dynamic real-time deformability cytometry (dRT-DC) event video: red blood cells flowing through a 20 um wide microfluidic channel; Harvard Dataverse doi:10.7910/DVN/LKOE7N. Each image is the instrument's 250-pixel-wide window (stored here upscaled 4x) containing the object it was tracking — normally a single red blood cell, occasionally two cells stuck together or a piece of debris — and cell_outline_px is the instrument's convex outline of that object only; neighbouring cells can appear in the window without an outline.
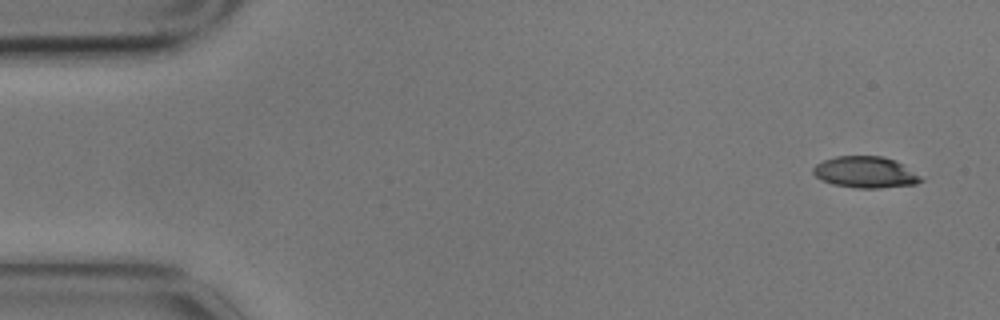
{"species": "common noctule bat (a hibernating species)", "species_latin": "Nyctalus noctula", "temperature_condition": "cold", "stored_images_in_passage": 4, "camera_frame_rate_fps": 3000, "um_per_image_px": 0.085, "animal": {"sex": "male", "body_mass_g": 17.9}, "frame": {"image": 1, "passage_image": 1, "time_ms": 0.0, "image_size_px": [1000, 320], "cell_outline_px": [[924, 180], [916, 184], [880, 188], [856, 188], [832, 184], [820, 180], [812, 172], [812, 168], [816, 164], [824, 160], [836, 156], [884, 156], [896, 160], [920, 176]], "centroid_in_image_um": [73.54, 14.64], "position_along_channel_um": 11.5, "area_um2": 19.77}}
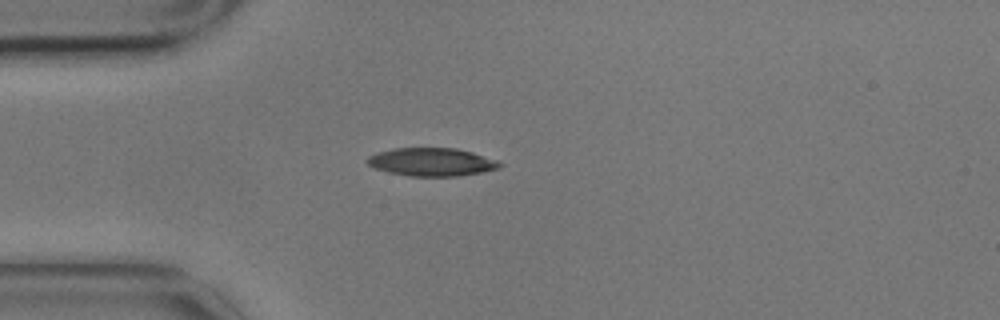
{"frame": {"image": 2, "passage_image": 4, "time_ms": 1.0, "image_size_px": [1000, 320], "cell_outline_px": [[504, 164], [500, 168], [484, 172], [456, 176], [408, 176], [388, 172], [376, 168], [368, 164], [364, 160], [368, 156], [376, 152], [392, 148], [456, 148], [472, 152], [500, 160]], "centroid_in_image_um": [36.72, 13.76], "position_along_channel_um": 48.3, "area_um2": 22.02}}